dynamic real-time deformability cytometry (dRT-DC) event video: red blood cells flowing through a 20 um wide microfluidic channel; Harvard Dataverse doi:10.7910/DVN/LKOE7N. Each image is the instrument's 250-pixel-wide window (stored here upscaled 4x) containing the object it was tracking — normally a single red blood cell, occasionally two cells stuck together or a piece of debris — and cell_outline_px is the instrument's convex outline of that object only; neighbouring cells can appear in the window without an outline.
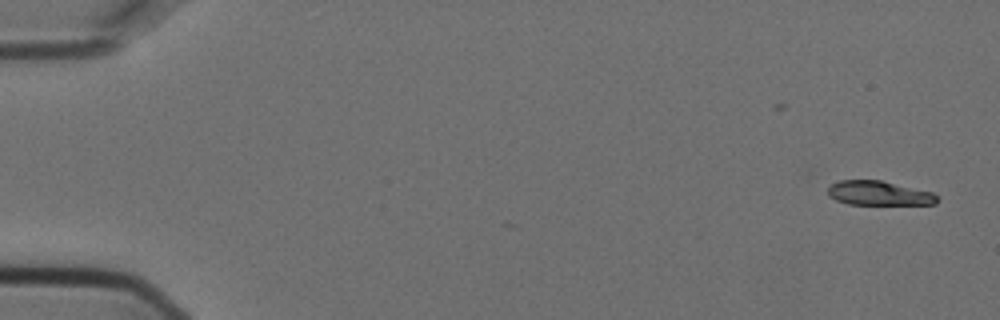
{"species": "Egyptian fruit bat (a non-hibernating species)", "species_latin": "Rousettus aegyptiacus", "temperature_condition": "cold", "stored_images_in_passage": 6, "segment_of_instrument_passage": [1, 2], "camera_frame_rate_fps": 3000, "um_per_image_px": 0.085, "animal": {"sex": "female"}, "frame": {"image": 1, "passage_image": 1, "time_ms": 0.0, "image_size_px": [1000, 320], "cell_outline_px": [[940, 200], [936, 204], [848, 204], [836, 200], [828, 196], [828, 188], [832, 184], [840, 180], [880, 180], [932, 192]], "centroid_in_image_um": [74.7, 16.42], "position_along_channel_um": 10.3, "area_um2": 15.37}}